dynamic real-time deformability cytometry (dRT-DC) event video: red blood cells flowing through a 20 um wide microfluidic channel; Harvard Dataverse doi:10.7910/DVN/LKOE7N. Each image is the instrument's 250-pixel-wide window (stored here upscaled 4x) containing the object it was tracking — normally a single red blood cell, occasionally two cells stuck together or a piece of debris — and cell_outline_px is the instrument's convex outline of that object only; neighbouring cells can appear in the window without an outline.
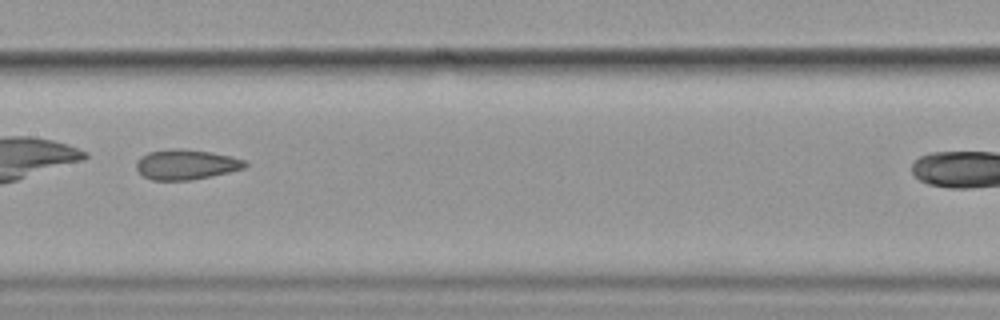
{"species": "common noctule bat (a hibernating species)", "species_latin": "Nyctalus noctula", "temperature_condition": "cold", "stored_images_in_passage": 6, "camera_frame_rate_fps": 3000, "um_per_image_px": 0.085, "animal": {"sex": "female", "body_mass_g": 19.9}, "frame": {"image": 1, "passage_image": 5, "time_ms": 4.667, "image_size_px": [1000, 320], "cell_outline_px": [[248, 164], [244, 168], [228, 172], [188, 180], [152, 180], [144, 176], [136, 168], [136, 164], [140, 156], [148, 152], [176, 148], [180, 148], [212, 152], [244, 160]], "centroid_in_image_um": [15.79, 13.97], "position_along_channel_um": 191.6, "area_um2": 18.79}}